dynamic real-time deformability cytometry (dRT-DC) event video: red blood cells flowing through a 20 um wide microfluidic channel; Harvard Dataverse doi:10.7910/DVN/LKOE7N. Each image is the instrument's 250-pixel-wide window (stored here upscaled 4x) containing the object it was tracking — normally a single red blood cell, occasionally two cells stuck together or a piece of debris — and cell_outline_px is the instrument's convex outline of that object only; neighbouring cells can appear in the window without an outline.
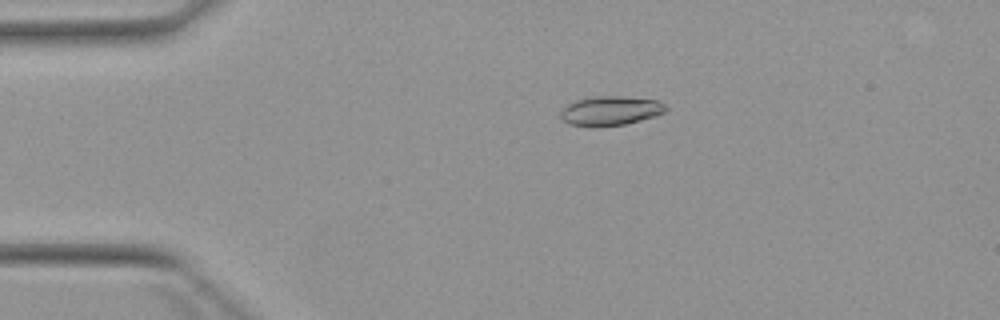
{"species": "Egyptian fruit bat (a non-hibernating species)", "species_latin": "Rousettus aegyptiacus", "temperature_condition": "warm", "stored_images_in_passage": 3, "camera_frame_rate_fps": 3000, "um_per_image_px": 0.085, "animal": {"sex": "female"}, "frame": {"image": 1, "passage_image": 3, "time_ms": 2.333, "image_size_px": [1000, 320], "cell_outline_px": [[668, 108], [664, 112], [656, 116], [624, 124], [596, 128], [568, 124], [560, 116], [560, 112], [568, 104], [592, 96], [616, 96], [656, 100], [664, 104]], "centroid_in_image_um": [51.88, 9.44], "position_along_channel_um": 33.1, "area_um2": 17.92}}